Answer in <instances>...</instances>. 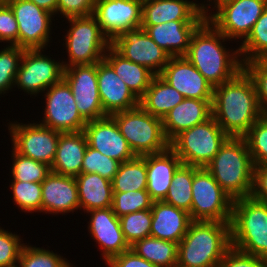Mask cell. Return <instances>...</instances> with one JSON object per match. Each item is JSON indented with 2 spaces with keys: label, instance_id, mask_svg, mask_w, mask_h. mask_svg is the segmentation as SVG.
Segmentation results:
<instances>
[{
  "label": "cell",
  "instance_id": "cell-12",
  "mask_svg": "<svg viewBox=\"0 0 267 267\" xmlns=\"http://www.w3.org/2000/svg\"><path fill=\"white\" fill-rule=\"evenodd\" d=\"M111 46L124 58L148 68L154 75H159L171 58L142 27L124 31L111 41Z\"/></svg>",
  "mask_w": 267,
  "mask_h": 267
},
{
  "label": "cell",
  "instance_id": "cell-29",
  "mask_svg": "<svg viewBox=\"0 0 267 267\" xmlns=\"http://www.w3.org/2000/svg\"><path fill=\"white\" fill-rule=\"evenodd\" d=\"M80 208L103 209L112 206V182L97 173H81L76 178Z\"/></svg>",
  "mask_w": 267,
  "mask_h": 267
},
{
  "label": "cell",
  "instance_id": "cell-52",
  "mask_svg": "<svg viewBox=\"0 0 267 267\" xmlns=\"http://www.w3.org/2000/svg\"><path fill=\"white\" fill-rule=\"evenodd\" d=\"M216 2H215V6H216V8H218L220 5H222L223 3H225V2H228V1H230V0H215Z\"/></svg>",
  "mask_w": 267,
  "mask_h": 267
},
{
  "label": "cell",
  "instance_id": "cell-53",
  "mask_svg": "<svg viewBox=\"0 0 267 267\" xmlns=\"http://www.w3.org/2000/svg\"><path fill=\"white\" fill-rule=\"evenodd\" d=\"M136 1L141 3V4H144V3H147V2H150V1H154V0H136Z\"/></svg>",
  "mask_w": 267,
  "mask_h": 267
},
{
  "label": "cell",
  "instance_id": "cell-45",
  "mask_svg": "<svg viewBox=\"0 0 267 267\" xmlns=\"http://www.w3.org/2000/svg\"><path fill=\"white\" fill-rule=\"evenodd\" d=\"M17 235L0 229V267H18L23 244Z\"/></svg>",
  "mask_w": 267,
  "mask_h": 267
},
{
  "label": "cell",
  "instance_id": "cell-43",
  "mask_svg": "<svg viewBox=\"0 0 267 267\" xmlns=\"http://www.w3.org/2000/svg\"><path fill=\"white\" fill-rule=\"evenodd\" d=\"M24 50L11 45L0 51V93L8 90L15 83L19 69L18 61H21Z\"/></svg>",
  "mask_w": 267,
  "mask_h": 267
},
{
  "label": "cell",
  "instance_id": "cell-44",
  "mask_svg": "<svg viewBox=\"0 0 267 267\" xmlns=\"http://www.w3.org/2000/svg\"><path fill=\"white\" fill-rule=\"evenodd\" d=\"M18 263L19 267H70L63 258L45 249L22 248Z\"/></svg>",
  "mask_w": 267,
  "mask_h": 267
},
{
  "label": "cell",
  "instance_id": "cell-5",
  "mask_svg": "<svg viewBox=\"0 0 267 267\" xmlns=\"http://www.w3.org/2000/svg\"><path fill=\"white\" fill-rule=\"evenodd\" d=\"M231 247L267 259V204L250 197L233 200Z\"/></svg>",
  "mask_w": 267,
  "mask_h": 267
},
{
  "label": "cell",
  "instance_id": "cell-37",
  "mask_svg": "<svg viewBox=\"0 0 267 267\" xmlns=\"http://www.w3.org/2000/svg\"><path fill=\"white\" fill-rule=\"evenodd\" d=\"M153 200L147 190L113 192L112 210L119 218L140 210L151 209Z\"/></svg>",
  "mask_w": 267,
  "mask_h": 267
},
{
  "label": "cell",
  "instance_id": "cell-40",
  "mask_svg": "<svg viewBox=\"0 0 267 267\" xmlns=\"http://www.w3.org/2000/svg\"><path fill=\"white\" fill-rule=\"evenodd\" d=\"M244 138L254 165H267V118L259 119Z\"/></svg>",
  "mask_w": 267,
  "mask_h": 267
},
{
  "label": "cell",
  "instance_id": "cell-49",
  "mask_svg": "<svg viewBox=\"0 0 267 267\" xmlns=\"http://www.w3.org/2000/svg\"><path fill=\"white\" fill-rule=\"evenodd\" d=\"M250 196L257 201L267 204V165H254Z\"/></svg>",
  "mask_w": 267,
  "mask_h": 267
},
{
  "label": "cell",
  "instance_id": "cell-38",
  "mask_svg": "<svg viewBox=\"0 0 267 267\" xmlns=\"http://www.w3.org/2000/svg\"><path fill=\"white\" fill-rule=\"evenodd\" d=\"M13 156L12 175L14 181L41 183L51 172L50 166L46 163L24 157L15 150L13 151Z\"/></svg>",
  "mask_w": 267,
  "mask_h": 267
},
{
  "label": "cell",
  "instance_id": "cell-1",
  "mask_svg": "<svg viewBox=\"0 0 267 267\" xmlns=\"http://www.w3.org/2000/svg\"><path fill=\"white\" fill-rule=\"evenodd\" d=\"M212 116L229 137H244L262 118L254 83L244 69L214 87Z\"/></svg>",
  "mask_w": 267,
  "mask_h": 267
},
{
  "label": "cell",
  "instance_id": "cell-25",
  "mask_svg": "<svg viewBox=\"0 0 267 267\" xmlns=\"http://www.w3.org/2000/svg\"><path fill=\"white\" fill-rule=\"evenodd\" d=\"M204 21H169L155 26H141L151 39L171 57L184 56L191 37Z\"/></svg>",
  "mask_w": 267,
  "mask_h": 267
},
{
  "label": "cell",
  "instance_id": "cell-6",
  "mask_svg": "<svg viewBox=\"0 0 267 267\" xmlns=\"http://www.w3.org/2000/svg\"><path fill=\"white\" fill-rule=\"evenodd\" d=\"M136 156L166 151L170 142L163 131L162 119L151 115L140 105L110 115Z\"/></svg>",
  "mask_w": 267,
  "mask_h": 267
},
{
  "label": "cell",
  "instance_id": "cell-30",
  "mask_svg": "<svg viewBox=\"0 0 267 267\" xmlns=\"http://www.w3.org/2000/svg\"><path fill=\"white\" fill-rule=\"evenodd\" d=\"M107 50L110 52L109 55L105 53L104 60L140 99L155 75L148 68L124 58L111 45Z\"/></svg>",
  "mask_w": 267,
  "mask_h": 267
},
{
  "label": "cell",
  "instance_id": "cell-46",
  "mask_svg": "<svg viewBox=\"0 0 267 267\" xmlns=\"http://www.w3.org/2000/svg\"><path fill=\"white\" fill-rule=\"evenodd\" d=\"M0 40L18 46V23L11 7L0 0Z\"/></svg>",
  "mask_w": 267,
  "mask_h": 267
},
{
  "label": "cell",
  "instance_id": "cell-2",
  "mask_svg": "<svg viewBox=\"0 0 267 267\" xmlns=\"http://www.w3.org/2000/svg\"><path fill=\"white\" fill-rule=\"evenodd\" d=\"M210 26V22L206 19L196 29L184 56L213 87H216L231 80L240 72L243 63L237 59L235 53L231 57L221 45L219 40H225L227 37L214 26Z\"/></svg>",
  "mask_w": 267,
  "mask_h": 267
},
{
  "label": "cell",
  "instance_id": "cell-33",
  "mask_svg": "<svg viewBox=\"0 0 267 267\" xmlns=\"http://www.w3.org/2000/svg\"><path fill=\"white\" fill-rule=\"evenodd\" d=\"M146 155L136 156L132 160L120 163L112 181L113 192L146 190Z\"/></svg>",
  "mask_w": 267,
  "mask_h": 267
},
{
  "label": "cell",
  "instance_id": "cell-34",
  "mask_svg": "<svg viewBox=\"0 0 267 267\" xmlns=\"http://www.w3.org/2000/svg\"><path fill=\"white\" fill-rule=\"evenodd\" d=\"M194 166L182 164L174 173L164 202L188 213L192 205V183Z\"/></svg>",
  "mask_w": 267,
  "mask_h": 267
},
{
  "label": "cell",
  "instance_id": "cell-16",
  "mask_svg": "<svg viewBox=\"0 0 267 267\" xmlns=\"http://www.w3.org/2000/svg\"><path fill=\"white\" fill-rule=\"evenodd\" d=\"M41 49H25L21 57L15 84L28 93L45 91L63 78V63L52 61L40 53Z\"/></svg>",
  "mask_w": 267,
  "mask_h": 267
},
{
  "label": "cell",
  "instance_id": "cell-14",
  "mask_svg": "<svg viewBox=\"0 0 267 267\" xmlns=\"http://www.w3.org/2000/svg\"><path fill=\"white\" fill-rule=\"evenodd\" d=\"M18 23V47L43 49L49 42L52 13L28 0H4Z\"/></svg>",
  "mask_w": 267,
  "mask_h": 267
},
{
  "label": "cell",
  "instance_id": "cell-31",
  "mask_svg": "<svg viewBox=\"0 0 267 267\" xmlns=\"http://www.w3.org/2000/svg\"><path fill=\"white\" fill-rule=\"evenodd\" d=\"M178 90L171 87L159 75H155L140 98V106L153 116L163 117L184 100Z\"/></svg>",
  "mask_w": 267,
  "mask_h": 267
},
{
  "label": "cell",
  "instance_id": "cell-19",
  "mask_svg": "<svg viewBox=\"0 0 267 267\" xmlns=\"http://www.w3.org/2000/svg\"><path fill=\"white\" fill-rule=\"evenodd\" d=\"M87 145L120 163L136 157L121 134L116 121L110 116L88 121L83 129Z\"/></svg>",
  "mask_w": 267,
  "mask_h": 267
},
{
  "label": "cell",
  "instance_id": "cell-51",
  "mask_svg": "<svg viewBox=\"0 0 267 267\" xmlns=\"http://www.w3.org/2000/svg\"><path fill=\"white\" fill-rule=\"evenodd\" d=\"M36 4L38 7L43 8L44 10L54 13L57 12L58 0H28Z\"/></svg>",
  "mask_w": 267,
  "mask_h": 267
},
{
  "label": "cell",
  "instance_id": "cell-4",
  "mask_svg": "<svg viewBox=\"0 0 267 267\" xmlns=\"http://www.w3.org/2000/svg\"><path fill=\"white\" fill-rule=\"evenodd\" d=\"M205 168L233 200L250 197L254 163L244 137H229Z\"/></svg>",
  "mask_w": 267,
  "mask_h": 267
},
{
  "label": "cell",
  "instance_id": "cell-36",
  "mask_svg": "<svg viewBox=\"0 0 267 267\" xmlns=\"http://www.w3.org/2000/svg\"><path fill=\"white\" fill-rule=\"evenodd\" d=\"M119 219L122 232L129 246L145 237L151 236V209L126 214L119 217Z\"/></svg>",
  "mask_w": 267,
  "mask_h": 267
},
{
  "label": "cell",
  "instance_id": "cell-11",
  "mask_svg": "<svg viewBox=\"0 0 267 267\" xmlns=\"http://www.w3.org/2000/svg\"><path fill=\"white\" fill-rule=\"evenodd\" d=\"M63 79L70 86L78 111L87 122L108 116L99 97L97 63L66 67Z\"/></svg>",
  "mask_w": 267,
  "mask_h": 267
},
{
  "label": "cell",
  "instance_id": "cell-10",
  "mask_svg": "<svg viewBox=\"0 0 267 267\" xmlns=\"http://www.w3.org/2000/svg\"><path fill=\"white\" fill-rule=\"evenodd\" d=\"M266 6L267 0H230L206 19L228 39H246Z\"/></svg>",
  "mask_w": 267,
  "mask_h": 267
},
{
  "label": "cell",
  "instance_id": "cell-50",
  "mask_svg": "<svg viewBox=\"0 0 267 267\" xmlns=\"http://www.w3.org/2000/svg\"><path fill=\"white\" fill-rule=\"evenodd\" d=\"M107 264L109 267H158L140 257L131 249L113 257Z\"/></svg>",
  "mask_w": 267,
  "mask_h": 267
},
{
  "label": "cell",
  "instance_id": "cell-26",
  "mask_svg": "<svg viewBox=\"0 0 267 267\" xmlns=\"http://www.w3.org/2000/svg\"><path fill=\"white\" fill-rule=\"evenodd\" d=\"M151 236L179 243L192 222L190 214L164 201H153Z\"/></svg>",
  "mask_w": 267,
  "mask_h": 267
},
{
  "label": "cell",
  "instance_id": "cell-24",
  "mask_svg": "<svg viewBox=\"0 0 267 267\" xmlns=\"http://www.w3.org/2000/svg\"><path fill=\"white\" fill-rule=\"evenodd\" d=\"M212 101L185 98L162 119L166 139L171 142L182 131L208 120L212 116Z\"/></svg>",
  "mask_w": 267,
  "mask_h": 267
},
{
  "label": "cell",
  "instance_id": "cell-7",
  "mask_svg": "<svg viewBox=\"0 0 267 267\" xmlns=\"http://www.w3.org/2000/svg\"><path fill=\"white\" fill-rule=\"evenodd\" d=\"M229 136L211 116L208 120L182 131L171 142L170 148L182 164L206 167Z\"/></svg>",
  "mask_w": 267,
  "mask_h": 267
},
{
  "label": "cell",
  "instance_id": "cell-39",
  "mask_svg": "<svg viewBox=\"0 0 267 267\" xmlns=\"http://www.w3.org/2000/svg\"><path fill=\"white\" fill-rule=\"evenodd\" d=\"M119 165V161L109 158L87 145L83 157L81 173H97L112 182L118 171Z\"/></svg>",
  "mask_w": 267,
  "mask_h": 267
},
{
  "label": "cell",
  "instance_id": "cell-8",
  "mask_svg": "<svg viewBox=\"0 0 267 267\" xmlns=\"http://www.w3.org/2000/svg\"><path fill=\"white\" fill-rule=\"evenodd\" d=\"M233 199L220 187L205 167L194 166L192 183V221L230 222Z\"/></svg>",
  "mask_w": 267,
  "mask_h": 267
},
{
  "label": "cell",
  "instance_id": "cell-3",
  "mask_svg": "<svg viewBox=\"0 0 267 267\" xmlns=\"http://www.w3.org/2000/svg\"><path fill=\"white\" fill-rule=\"evenodd\" d=\"M230 248V222L192 221L178 243L177 267H218Z\"/></svg>",
  "mask_w": 267,
  "mask_h": 267
},
{
  "label": "cell",
  "instance_id": "cell-20",
  "mask_svg": "<svg viewBox=\"0 0 267 267\" xmlns=\"http://www.w3.org/2000/svg\"><path fill=\"white\" fill-rule=\"evenodd\" d=\"M97 82L99 97L107 115L140 105V99L104 59L97 63Z\"/></svg>",
  "mask_w": 267,
  "mask_h": 267
},
{
  "label": "cell",
  "instance_id": "cell-23",
  "mask_svg": "<svg viewBox=\"0 0 267 267\" xmlns=\"http://www.w3.org/2000/svg\"><path fill=\"white\" fill-rule=\"evenodd\" d=\"M41 211L66 213L80 208L75 177L50 172L41 182Z\"/></svg>",
  "mask_w": 267,
  "mask_h": 267
},
{
  "label": "cell",
  "instance_id": "cell-15",
  "mask_svg": "<svg viewBox=\"0 0 267 267\" xmlns=\"http://www.w3.org/2000/svg\"><path fill=\"white\" fill-rule=\"evenodd\" d=\"M13 149L20 155L32 158L36 161L52 166L54 161L60 134L41 124L10 125Z\"/></svg>",
  "mask_w": 267,
  "mask_h": 267
},
{
  "label": "cell",
  "instance_id": "cell-32",
  "mask_svg": "<svg viewBox=\"0 0 267 267\" xmlns=\"http://www.w3.org/2000/svg\"><path fill=\"white\" fill-rule=\"evenodd\" d=\"M130 249L158 267H177L178 244L175 242L148 236L135 242Z\"/></svg>",
  "mask_w": 267,
  "mask_h": 267
},
{
  "label": "cell",
  "instance_id": "cell-48",
  "mask_svg": "<svg viewBox=\"0 0 267 267\" xmlns=\"http://www.w3.org/2000/svg\"><path fill=\"white\" fill-rule=\"evenodd\" d=\"M96 0H58L57 12L66 18L93 15Z\"/></svg>",
  "mask_w": 267,
  "mask_h": 267
},
{
  "label": "cell",
  "instance_id": "cell-42",
  "mask_svg": "<svg viewBox=\"0 0 267 267\" xmlns=\"http://www.w3.org/2000/svg\"><path fill=\"white\" fill-rule=\"evenodd\" d=\"M243 69L254 83L262 117L267 118V59L249 60Z\"/></svg>",
  "mask_w": 267,
  "mask_h": 267
},
{
  "label": "cell",
  "instance_id": "cell-27",
  "mask_svg": "<svg viewBox=\"0 0 267 267\" xmlns=\"http://www.w3.org/2000/svg\"><path fill=\"white\" fill-rule=\"evenodd\" d=\"M182 161L169 147L166 151L146 155V190L153 201H163L168 193L172 178Z\"/></svg>",
  "mask_w": 267,
  "mask_h": 267
},
{
  "label": "cell",
  "instance_id": "cell-22",
  "mask_svg": "<svg viewBox=\"0 0 267 267\" xmlns=\"http://www.w3.org/2000/svg\"><path fill=\"white\" fill-rule=\"evenodd\" d=\"M204 5L184 0H154L142 4L141 26H155L169 21H205Z\"/></svg>",
  "mask_w": 267,
  "mask_h": 267
},
{
  "label": "cell",
  "instance_id": "cell-9",
  "mask_svg": "<svg viewBox=\"0 0 267 267\" xmlns=\"http://www.w3.org/2000/svg\"><path fill=\"white\" fill-rule=\"evenodd\" d=\"M68 21L72 23L66 36L70 64H63V68L94 64L103 60L105 48L107 49L111 42L102 33L96 18L93 15L71 17Z\"/></svg>",
  "mask_w": 267,
  "mask_h": 267
},
{
  "label": "cell",
  "instance_id": "cell-41",
  "mask_svg": "<svg viewBox=\"0 0 267 267\" xmlns=\"http://www.w3.org/2000/svg\"><path fill=\"white\" fill-rule=\"evenodd\" d=\"M13 198L17 205L25 211H41L42 185L37 182L14 181L11 184Z\"/></svg>",
  "mask_w": 267,
  "mask_h": 267
},
{
  "label": "cell",
  "instance_id": "cell-21",
  "mask_svg": "<svg viewBox=\"0 0 267 267\" xmlns=\"http://www.w3.org/2000/svg\"><path fill=\"white\" fill-rule=\"evenodd\" d=\"M91 213L90 232L103 248V257L108 263L113 257L130 249L121 229L120 219L111 207L89 210Z\"/></svg>",
  "mask_w": 267,
  "mask_h": 267
},
{
  "label": "cell",
  "instance_id": "cell-13",
  "mask_svg": "<svg viewBox=\"0 0 267 267\" xmlns=\"http://www.w3.org/2000/svg\"><path fill=\"white\" fill-rule=\"evenodd\" d=\"M47 91L45 119L40 124L62 133L83 131L87 121L80 115L68 83L62 78Z\"/></svg>",
  "mask_w": 267,
  "mask_h": 267
},
{
  "label": "cell",
  "instance_id": "cell-18",
  "mask_svg": "<svg viewBox=\"0 0 267 267\" xmlns=\"http://www.w3.org/2000/svg\"><path fill=\"white\" fill-rule=\"evenodd\" d=\"M159 76L184 98L213 100L214 87L185 56L171 57Z\"/></svg>",
  "mask_w": 267,
  "mask_h": 267
},
{
  "label": "cell",
  "instance_id": "cell-17",
  "mask_svg": "<svg viewBox=\"0 0 267 267\" xmlns=\"http://www.w3.org/2000/svg\"><path fill=\"white\" fill-rule=\"evenodd\" d=\"M93 16L111 42L124 31L141 27L142 4L136 0H96Z\"/></svg>",
  "mask_w": 267,
  "mask_h": 267
},
{
  "label": "cell",
  "instance_id": "cell-35",
  "mask_svg": "<svg viewBox=\"0 0 267 267\" xmlns=\"http://www.w3.org/2000/svg\"><path fill=\"white\" fill-rule=\"evenodd\" d=\"M235 53L249 55L243 63L253 59H267V6Z\"/></svg>",
  "mask_w": 267,
  "mask_h": 267
},
{
  "label": "cell",
  "instance_id": "cell-28",
  "mask_svg": "<svg viewBox=\"0 0 267 267\" xmlns=\"http://www.w3.org/2000/svg\"><path fill=\"white\" fill-rule=\"evenodd\" d=\"M86 149L87 140L83 131L61 133L51 171L76 178L81 174Z\"/></svg>",
  "mask_w": 267,
  "mask_h": 267
},
{
  "label": "cell",
  "instance_id": "cell-47",
  "mask_svg": "<svg viewBox=\"0 0 267 267\" xmlns=\"http://www.w3.org/2000/svg\"><path fill=\"white\" fill-rule=\"evenodd\" d=\"M218 267H267V259L249 255L231 247Z\"/></svg>",
  "mask_w": 267,
  "mask_h": 267
}]
</instances>
